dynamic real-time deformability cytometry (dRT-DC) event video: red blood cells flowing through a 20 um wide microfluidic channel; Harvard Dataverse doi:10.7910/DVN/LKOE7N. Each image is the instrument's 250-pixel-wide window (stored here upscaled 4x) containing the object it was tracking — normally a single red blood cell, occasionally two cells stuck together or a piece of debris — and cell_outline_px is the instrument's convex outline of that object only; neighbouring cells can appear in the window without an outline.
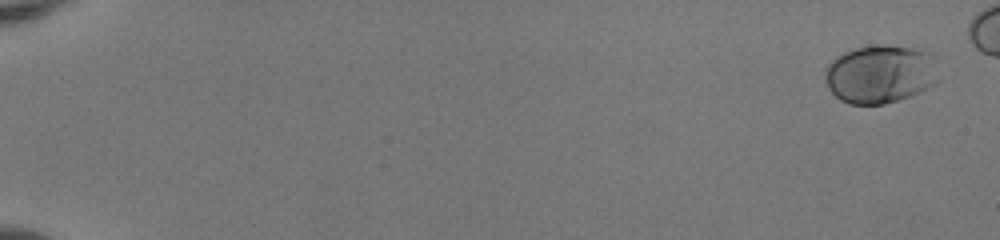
{"species": "human", "species_latin": "Homo sapiens", "temperature_condition": "room temperature", "stored_images_in_passage": 52, "camera_frame_rate_fps": 3000, "um_per_image_px": 0.085, "donor": {"sex": "female"}, "frame": {"image": 1, "passage_image": 3, "time_ms": 0.667, "image_size_px": [1000, 240], "cell_outline_px": [[940, 80], [936, 84], [920, 92], [884, 104], [848, 104], [840, 100], [828, 88], [824, 76], [824, 72], [828, 64], [836, 56], [844, 52], [856, 48], [924, 48], [936, 52]], "centroid_in_image_um": [74.91, 6.32], "position_along_channel_um": 10.1, "area_um2": 38.78}}
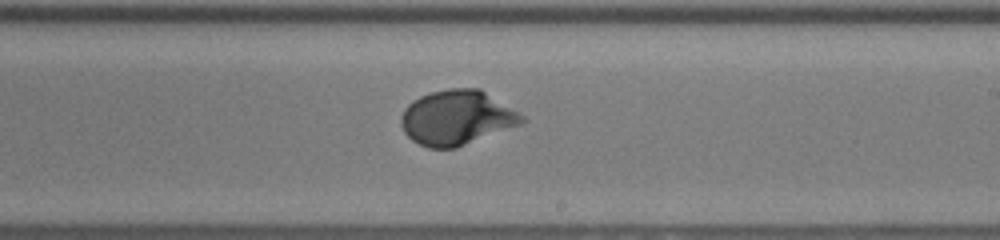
{"frame": {"image": 2, "passage_image": 36, "time_ms": 11.667, "image_size_px": [1000, 240], "cell_outline_px": [[528, 120], [520, 124], [456, 148], [428, 148], [412, 140], [404, 132], [400, 124], [400, 116], [404, 108], [412, 100], [420, 96], [432, 92], [448, 88], [480, 88], [524, 116]], "centroid_in_image_um": [38.79, 10.0], "position_along_channel_um": 250.2, "area_um2": 38.44}}
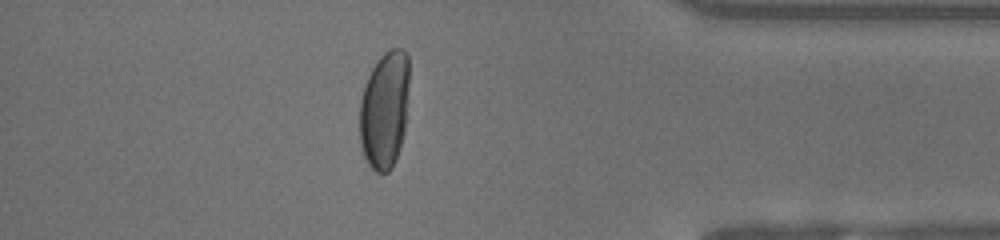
{"frame": {"image": 3, "passage_image": 49, "time_ms": 16.0, "image_size_px": [1000, 240], "cell_outline_px": [[408, 84], [404, 132], [400, 148], [392, 168], [388, 172], [376, 172], [368, 164], [364, 156], [360, 144], [360, 100], [368, 76], [372, 68], [380, 56], [384, 52], [392, 48], [400, 48], [408, 56]], "centroid_in_image_um": [32.67, 9.35], "position_along_channel_um": 402.5, "area_um2": 33.81}}